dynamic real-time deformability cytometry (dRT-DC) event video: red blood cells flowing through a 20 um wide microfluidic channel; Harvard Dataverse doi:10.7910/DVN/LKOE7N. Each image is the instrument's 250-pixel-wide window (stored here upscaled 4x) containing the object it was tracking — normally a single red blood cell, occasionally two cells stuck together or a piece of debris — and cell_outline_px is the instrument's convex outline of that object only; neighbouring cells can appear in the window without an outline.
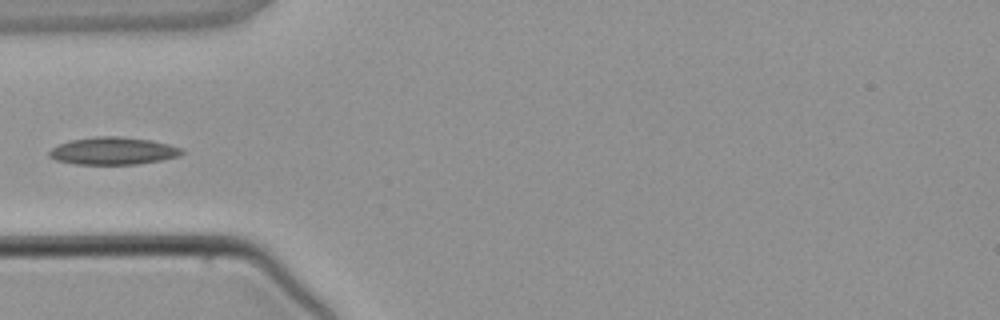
{"species": "common noctule bat (a hibernating species)", "species_latin": "Nyctalus noctula", "temperature_condition": "warm", "stored_images_in_passage": 3, "camera_frame_rate_fps": 3000, "um_per_image_px": 0.085, "animal": {"sex": "male", "body_mass_g": 21.5, "forearm_length_mm": 52.0}, "frame": {"image": 1, "passage_image": 3, "time_ms": 2.333, "image_size_px": [1000, 320], "cell_outline_px": [[184, 152], [180, 156], [160, 160], [136, 164], [76, 164], [56, 160], [48, 156], [48, 152], [52, 148], [60, 144], [72, 140], [96, 136], [120, 136], [152, 140], [184, 148]], "centroid_in_image_um": [9.64, 12.82], "position_along_channel_um": 75.4, "area_um2": 21.21}}